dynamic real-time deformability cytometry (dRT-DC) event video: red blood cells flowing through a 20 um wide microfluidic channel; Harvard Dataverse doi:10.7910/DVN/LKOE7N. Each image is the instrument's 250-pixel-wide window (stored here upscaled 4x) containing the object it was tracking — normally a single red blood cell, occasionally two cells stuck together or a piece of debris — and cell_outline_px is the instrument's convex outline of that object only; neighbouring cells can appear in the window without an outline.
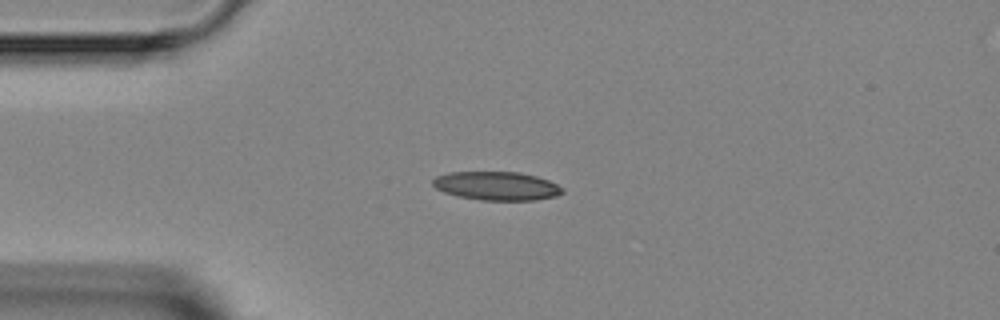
{"species": "Egyptian fruit bat (a non-hibernating species)", "species_latin": "Rousettus aegyptiacus", "temperature_condition": "room temperature", "stored_images_in_passage": 1, "camera_frame_rate_fps": 3000, "um_per_image_px": 0.085, "animal": {"sex": "female"}, "frame": {"image": 1, "passage_image": 1, "time_ms": 0.0, "image_size_px": [1000, 320], "cell_outline_px": [[564, 192], [556, 196], [536, 200], [480, 200], [456, 196], [444, 192], [436, 188], [432, 184], [432, 180], [436, 176], [448, 172], [520, 172], [536, 176], [548, 180], [564, 188]], "centroid_in_image_um": [42.21, 15.8], "position_along_channel_um": 42.8, "area_um2": 21.73}}